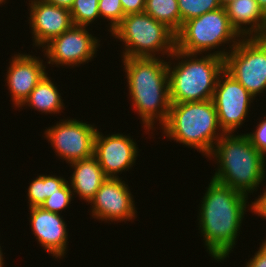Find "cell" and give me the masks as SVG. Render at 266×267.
<instances>
[{"label": "cell", "mask_w": 266, "mask_h": 267, "mask_svg": "<svg viewBox=\"0 0 266 267\" xmlns=\"http://www.w3.org/2000/svg\"><path fill=\"white\" fill-rule=\"evenodd\" d=\"M240 39L229 22L225 7H220L184 22L176 33V49L190 54H214L224 59ZM225 44L231 45L230 49L221 47ZM212 49L218 50L212 52Z\"/></svg>", "instance_id": "cell-7"}, {"label": "cell", "mask_w": 266, "mask_h": 267, "mask_svg": "<svg viewBox=\"0 0 266 267\" xmlns=\"http://www.w3.org/2000/svg\"><path fill=\"white\" fill-rule=\"evenodd\" d=\"M208 157L218 166L212 179L246 196L258 191L266 179V157L245 133H224Z\"/></svg>", "instance_id": "cell-3"}, {"label": "cell", "mask_w": 266, "mask_h": 267, "mask_svg": "<svg viewBox=\"0 0 266 267\" xmlns=\"http://www.w3.org/2000/svg\"><path fill=\"white\" fill-rule=\"evenodd\" d=\"M110 34L125 45L122 58H156L157 54L170 59L176 49V34L145 12L126 15Z\"/></svg>", "instance_id": "cell-6"}, {"label": "cell", "mask_w": 266, "mask_h": 267, "mask_svg": "<svg viewBox=\"0 0 266 267\" xmlns=\"http://www.w3.org/2000/svg\"><path fill=\"white\" fill-rule=\"evenodd\" d=\"M225 9L232 28L241 38L266 37V12L256 0H235Z\"/></svg>", "instance_id": "cell-17"}, {"label": "cell", "mask_w": 266, "mask_h": 267, "mask_svg": "<svg viewBox=\"0 0 266 267\" xmlns=\"http://www.w3.org/2000/svg\"><path fill=\"white\" fill-rule=\"evenodd\" d=\"M1 245V244H0ZM4 256H3V252H2V248H1V246H0V267H5L4 266V263L5 262H3L4 261V258H3Z\"/></svg>", "instance_id": "cell-32"}, {"label": "cell", "mask_w": 266, "mask_h": 267, "mask_svg": "<svg viewBox=\"0 0 266 267\" xmlns=\"http://www.w3.org/2000/svg\"><path fill=\"white\" fill-rule=\"evenodd\" d=\"M224 70L254 98L266 92V37L241 38L224 58Z\"/></svg>", "instance_id": "cell-8"}, {"label": "cell", "mask_w": 266, "mask_h": 267, "mask_svg": "<svg viewBox=\"0 0 266 267\" xmlns=\"http://www.w3.org/2000/svg\"><path fill=\"white\" fill-rule=\"evenodd\" d=\"M41 59L39 56L19 52L12 56L8 70H6L5 80L15 108L23 104L31 91L47 74L46 65Z\"/></svg>", "instance_id": "cell-15"}, {"label": "cell", "mask_w": 266, "mask_h": 267, "mask_svg": "<svg viewBox=\"0 0 266 267\" xmlns=\"http://www.w3.org/2000/svg\"><path fill=\"white\" fill-rule=\"evenodd\" d=\"M167 60L163 57L122 59L131 106L148 134L151 129H156L154 124L157 121L162 127L169 115L171 103Z\"/></svg>", "instance_id": "cell-2"}, {"label": "cell", "mask_w": 266, "mask_h": 267, "mask_svg": "<svg viewBox=\"0 0 266 267\" xmlns=\"http://www.w3.org/2000/svg\"><path fill=\"white\" fill-rule=\"evenodd\" d=\"M129 188L121 177H108L89 203L91 216L107 223L132 222L138 214Z\"/></svg>", "instance_id": "cell-12"}, {"label": "cell", "mask_w": 266, "mask_h": 267, "mask_svg": "<svg viewBox=\"0 0 266 267\" xmlns=\"http://www.w3.org/2000/svg\"><path fill=\"white\" fill-rule=\"evenodd\" d=\"M212 100L220 128L224 133H234L245 122L255 98L223 70L218 77Z\"/></svg>", "instance_id": "cell-11"}, {"label": "cell", "mask_w": 266, "mask_h": 267, "mask_svg": "<svg viewBox=\"0 0 266 267\" xmlns=\"http://www.w3.org/2000/svg\"><path fill=\"white\" fill-rule=\"evenodd\" d=\"M48 76V73L41 79L36 87L31 91L28 98L19 107H30L44 114H59L64 110V99L62 100L59 89Z\"/></svg>", "instance_id": "cell-19"}, {"label": "cell", "mask_w": 266, "mask_h": 267, "mask_svg": "<svg viewBox=\"0 0 266 267\" xmlns=\"http://www.w3.org/2000/svg\"><path fill=\"white\" fill-rule=\"evenodd\" d=\"M185 53L175 49L168 59L170 103L211 100L224 59L214 54ZM175 59V62L173 61ZM181 60V61H180Z\"/></svg>", "instance_id": "cell-4"}, {"label": "cell", "mask_w": 266, "mask_h": 267, "mask_svg": "<svg viewBox=\"0 0 266 267\" xmlns=\"http://www.w3.org/2000/svg\"><path fill=\"white\" fill-rule=\"evenodd\" d=\"M136 141L124 133L104 135L97 129L94 138L93 156L107 177L117 178L131 169L138 157ZM124 170V171H123Z\"/></svg>", "instance_id": "cell-13"}, {"label": "cell", "mask_w": 266, "mask_h": 267, "mask_svg": "<svg viewBox=\"0 0 266 267\" xmlns=\"http://www.w3.org/2000/svg\"><path fill=\"white\" fill-rule=\"evenodd\" d=\"M73 198L72 189L69 183H67L58 192L46 198L40 207L46 211L61 214L64 209L68 208Z\"/></svg>", "instance_id": "cell-25"}, {"label": "cell", "mask_w": 266, "mask_h": 267, "mask_svg": "<svg viewBox=\"0 0 266 267\" xmlns=\"http://www.w3.org/2000/svg\"><path fill=\"white\" fill-rule=\"evenodd\" d=\"M246 135L249 137L251 144L266 157V115L253 132H248Z\"/></svg>", "instance_id": "cell-26"}, {"label": "cell", "mask_w": 266, "mask_h": 267, "mask_svg": "<svg viewBox=\"0 0 266 267\" xmlns=\"http://www.w3.org/2000/svg\"><path fill=\"white\" fill-rule=\"evenodd\" d=\"M248 199L239 191L210 179L200 202L198 230L206 251L218 262L227 259L236 245L245 212L251 210Z\"/></svg>", "instance_id": "cell-1"}, {"label": "cell", "mask_w": 266, "mask_h": 267, "mask_svg": "<svg viewBox=\"0 0 266 267\" xmlns=\"http://www.w3.org/2000/svg\"><path fill=\"white\" fill-rule=\"evenodd\" d=\"M7 0H0V6L1 4L3 5V3L5 2L6 3Z\"/></svg>", "instance_id": "cell-34"}, {"label": "cell", "mask_w": 266, "mask_h": 267, "mask_svg": "<svg viewBox=\"0 0 266 267\" xmlns=\"http://www.w3.org/2000/svg\"><path fill=\"white\" fill-rule=\"evenodd\" d=\"M96 132L97 127L94 124L67 118L48 127L44 135L51 143L56 156L63 162L65 160L69 165L73 161L93 156Z\"/></svg>", "instance_id": "cell-9"}, {"label": "cell", "mask_w": 266, "mask_h": 267, "mask_svg": "<svg viewBox=\"0 0 266 267\" xmlns=\"http://www.w3.org/2000/svg\"><path fill=\"white\" fill-rule=\"evenodd\" d=\"M244 267H266V239Z\"/></svg>", "instance_id": "cell-27"}, {"label": "cell", "mask_w": 266, "mask_h": 267, "mask_svg": "<svg viewBox=\"0 0 266 267\" xmlns=\"http://www.w3.org/2000/svg\"><path fill=\"white\" fill-rule=\"evenodd\" d=\"M42 1L52 4V5L63 7L69 10L74 3V0H42Z\"/></svg>", "instance_id": "cell-30"}, {"label": "cell", "mask_w": 266, "mask_h": 267, "mask_svg": "<svg viewBox=\"0 0 266 267\" xmlns=\"http://www.w3.org/2000/svg\"><path fill=\"white\" fill-rule=\"evenodd\" d=\"M98 9L100 18H104L108 23V31H112L122 22L126 16L123 12V7L120 0H99Z\"/></svg>", "instance_id": "cell-24"}, {"label": "cell", "mask_w": 266, "mask_h": 267, "mask_svg": "<svg viewBox=\"0 0 266 267\" xmlns=\"http://www.w3.org/2000/svg\"><path fill=\"white\" fill-rule=\"evenodd\" d=\"M180 12V29L182 24L192 18L199 17L221 6L219 0H178Z\"/></svg>", "instance_id": "cell-22"}, {"label": "cell", "mask_w": 266, "mask_h": 267, "mask_svg": "<svg viewBox=\"0 0 266 267\" xmlns=\"http://www.w3.org/2000/svg\"><path fill=\"white\" fill-rule=\"evenodd\" d=\"M68 183L62 176L38 175L30 182L27 198L30 207H40L46 198L58 192Z\"/></svg>", "instance_id": "cell-20"}, {"label": "cell", "mask_w": 266, "mask_h": 267, "mask_svg": "<svg viewBox=\"0 0 266 267\" xmlns=\"http://www.w3.org/2000/svg\"><path fill=\"white\" fill-rule=\"evenodd\" d=\"M125 15L143 13L146 0H120Z\"/></svg>", "instance_id": "cell-29"}, {"label": "cell", "mask_w": 266, "mask_h": 267, "mask_svg": "<svg viewBox=\"0 0 266 267\" xmlns=\"http://www.w3.org/2000/svg\"><path fill=\"white\" fill-rule=\"evenodd\" d=\"M99 0H74L70 13L73 25L89 26L96 19H100Z\"/></svg>", "instance_id": "cell-23"}, {"label": "cell", "mask_w": 266, "mask_h": 267, "mask_svg": "<svg viewBox=\"0 0 266 267\" xmlns=\"http://www.w3.org/2000/svg\"><path fill=\"white\" fill-rule=\"evenodd\" d=\"M29 210V225L38 243L56 259L64 258L68 247V228L63 216L41 207H30Z\"/></svg>", "instance_id": "cell-16"}, {"label": "cell", "mask_w": 266, "mask_h": 267, "mask_svg": "<svg viewBox=\"0 0 266 267\" xmlns=\"http://www.w3.org/2000/svg\"><path fill=\"white\" fill-rule=\"evenodd\" d=\"M161 129L166 138L195 148L206 158L224 134L212 99L171 103L167 121Z\"/></svg>", "instance_id": "cell-5"}, {"label": "cell", "mask_w": 266, "mask_h": 267, "mask_svg": "<svg viewBox=\"0 0 266 267\" xmlns=\"http://www.w3.org/2000/svg\"><path fill=\"white\" fill-rule=\"evenodd\" d=\"M69 164V166L74 170L68 181L72 189L73 196L79 195L78 197L80 199H83L89 204L108 177L104 174L94 156L87 159L73 161Z\"/></svg>", "instance_id": "cell-18"}, {"label": "cell", "mask_w": 266, "mask_h": 267, "mask_svg": "<svg viewBox=\"0 0 266 267\" xmlns=\"http://www.w3.org/2000/svg\"><path fill=\"white\" fill-rule=\"evenodd\" d=\"M251 210L249 212L254 213L255 215L258 214V217L266 219V185L263 192L260 193L258 198L251 202Z\"/></svg>", "instance_id": "cell-28"}, {"label": "cell", "mask_w": 266, "mask_h": 267, "mask_svg": "<svg viewBox=\"0 0 266 267\" xmlns=\"http://www.w3.org/2000/svg\"><path fill=\"white\" fill-rule=\"evenodd\" d=\"M144 12L164 23L175 34L180 30L178 0H146Z\"/></svg>", "instance_id": "cell-21"}, {"label": "cell", "mask_w": 266, "mask_h": 267, "mask_svg": "<svg viewBox=\"0 0 266 267\" xmlns=\"http://www.w3.org/2000/svg\"><path fill=\"white\" fill-rule=\"evenodd\" d=\"M256 2L262 7V9L266 12V0H256Z\"/></svg>", "instance_id": "cell-31"}, {"label": "cell", "mask_w": 266, "mask_h": 267, "mask_svg": "<svg viewBox=\"0 0 266 267\" xmlns=\"http://www.w3.org/2000/svg\"><path fill=\"white\" fill-rule=\"evenodd\" d=\"M88 26L73 25L60 36L53 38L43 49L45 64L74 68L92 61L100 46V40L89 33Z\"/></svg>", "instance_id": "cell-10"}, {"label": "cell", "mask_w": 266, "mask_h": 267, "mask_svg": "<svg viewBox=\"0 0 266 267\" xmlns=\"http://www.w3.org/2000/svg\"><path fill=\"white\" fill-rule=\"evenodd\" d=\"M29 29L33 47H44L53 38L73 26L69 9L46 3L42 0H29Z\"/></svg>", "instance_id": "cell-14"}, {"label": "cell", "mask_w": 266, "mask_h": 267, "mask_svg": "<svg viewBox=\"0 0 266 267\" xmlns=\"http://www.w3.org/2000/svg\"><path fill=\"white\" fill-rule=\"evenodd\" d=\"M221 3L222 7H225L226 5H228L230 2L235 1V0H219Z\"/></svg>", "instance_id": "cell-33"}]
</instances>
